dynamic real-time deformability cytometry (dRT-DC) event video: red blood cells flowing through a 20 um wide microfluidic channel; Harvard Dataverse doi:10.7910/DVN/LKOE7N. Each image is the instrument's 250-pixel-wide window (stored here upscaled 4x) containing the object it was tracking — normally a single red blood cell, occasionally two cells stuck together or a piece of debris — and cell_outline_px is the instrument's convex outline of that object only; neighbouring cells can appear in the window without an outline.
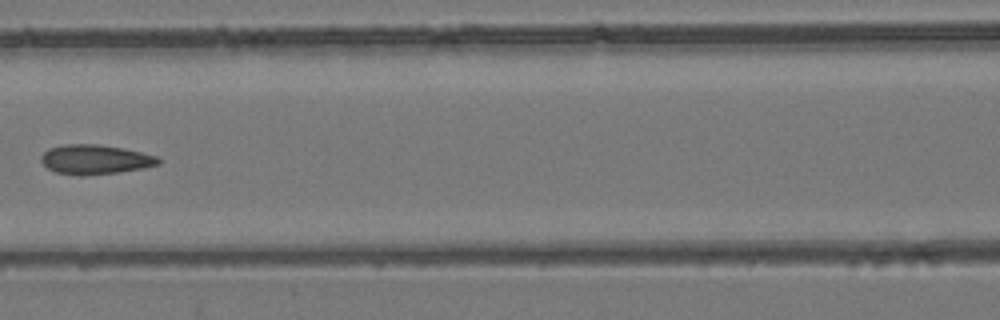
{"species": "common noctule bat (a hibernating species)", "species_latin": "Nyctalus noctula", "temperature_condition": "room temperature", "stored_images_in_passage": 7, "camera_frame_rate_fps": 3000, "um_per_image_px": 0.085, "animal": {"sex": "female", "body_mass_g": 24.6, "forearm_length_mm": 56.2}, "frame": {"image": 1, "passage_image": 7, "time_ms": 2.0, "image_size_px": [1000, 320], "cell_outline_px": [[160, 164], [144, 168], [116, 172], [80, 176], [56, 172], [48, 168], [40, 160], [40, 156], [48, 148], [64, 144], [96, 144], [124, 148], [156, 156], [160, 160]], "centroid_in_image_um": [8.06, 13.55], "position_along_channel_um": 158.5, "area_um2": 20.11}}